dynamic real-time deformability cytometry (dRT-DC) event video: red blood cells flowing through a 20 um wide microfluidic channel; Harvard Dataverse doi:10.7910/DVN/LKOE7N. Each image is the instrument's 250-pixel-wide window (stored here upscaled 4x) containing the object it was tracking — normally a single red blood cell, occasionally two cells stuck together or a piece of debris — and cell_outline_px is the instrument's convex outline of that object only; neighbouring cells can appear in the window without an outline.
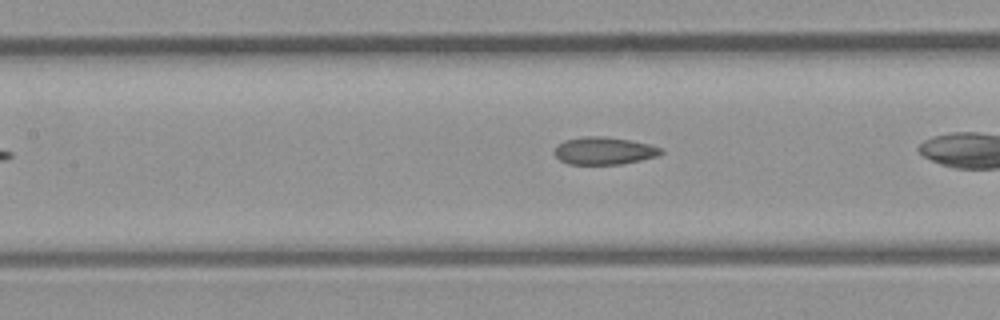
{"species": "common noctule bat (a hibernating species)", "species_latin": "Nyctalus noctula", "temperature_condition": "room temperature", "stored_images_in_passage": 24, "camera_frame_rate_fps": 3000, "um_per_image_px": 0.085, "animal": {"sex": "male", "body_mass_g": 23.1, "forearm_length_mm": 52.7}, "frame": {"image": 1, "passage_image": 17, "time_ms": 5.333, "image_size_px": [1000, 320], "cell_outline_px": [[664, 152], [656, 156], [640, 160], [620, 164], [568, 164], [560, 160], [552, 152], [556, 144], [564, 140], [584, 136], [600, 136], [628, 140], [648, 144], [664, 148]], "centroid_in_image_um": [51.3, 12.81], "position_along_channel_um": 156.1, "area_um2": 17.11}}